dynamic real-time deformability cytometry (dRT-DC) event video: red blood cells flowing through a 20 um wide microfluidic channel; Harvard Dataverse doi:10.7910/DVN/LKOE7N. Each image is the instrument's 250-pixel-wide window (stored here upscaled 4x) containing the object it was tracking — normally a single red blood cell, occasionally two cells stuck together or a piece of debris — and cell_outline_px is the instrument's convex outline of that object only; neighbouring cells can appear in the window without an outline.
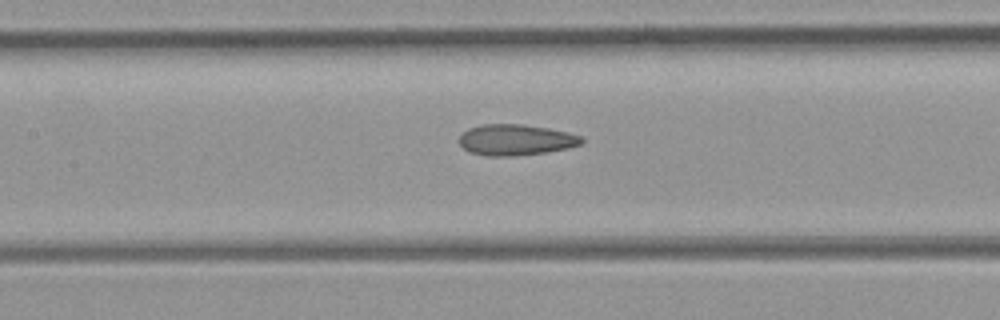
{"species": "common noctule bat (a hibernating species)", "species_latin": "Nyctalus noctula", "temperature_condition": "room temperature", "stored_images_in_passage": 25, "camera_frame_rate_fps": 3000, "um_per_image_px": 0.085, "animal": {"sex": "female", "body_mass_g": 21.9}, "frame": {"image": 1, "passage_image": 8, "time_ms": 2.333, "image_size_px": [1000, 320], "cell_outline_px": [[584, 140], [580, 144], [568, 148], [548, 152], [508, 156], [488, 156], [472, 152], [464, 148], [460, 144], [460, 136], [468, 128], [480, 124], [524, 124], [548, 128], [568, 132], [580, 136]], "centroid_in_image_um": [43.85, 11.87], "position_along_channel_um": 163.6, "area_um2": 21.96}}
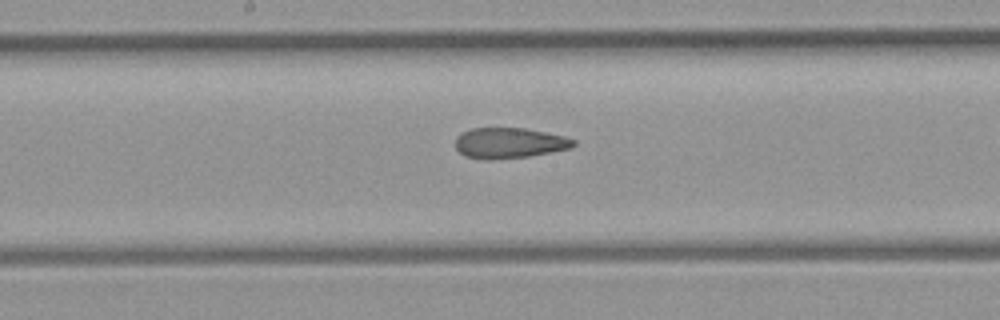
{"frame": {"image": 2, "passage_image": 11, "time_ms": 3.333, "image_size_px": [1000, 320], "cell_outline_px": [[576, 144], [572, 148], [528, 156], [492, 160], [488, 160], [464, 156], [456, 148], [456, 136], [472, 128], [524, 128], [564, 136], [576, 140]], "centroid_in_image_um": [43.29, 12.16], "position_along_channel_um": 204.9, "area_um2": 20.98}}